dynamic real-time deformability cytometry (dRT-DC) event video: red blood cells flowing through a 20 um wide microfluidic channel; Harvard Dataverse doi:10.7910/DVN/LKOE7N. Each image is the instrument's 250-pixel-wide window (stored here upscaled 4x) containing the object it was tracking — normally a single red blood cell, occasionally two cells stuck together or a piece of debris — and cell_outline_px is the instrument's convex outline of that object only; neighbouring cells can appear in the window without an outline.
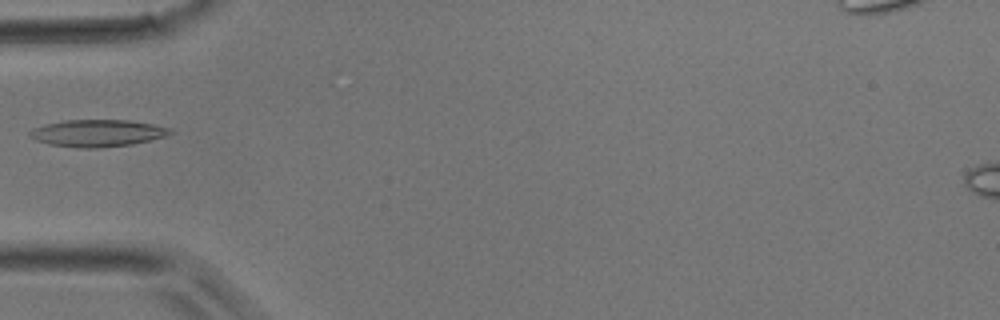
{"species": "common noctule bat (a hibernating species)", "species_latin": "Nyctalus noctula", "temperature_condition": "room temperature", "stored_images_in_passage": 3, "camera_frame_rate_fps": 3000, "um_per_image_px": 0.085, "animal": {"sex": "male", "body_mass_g": 17.9}, "frame": {"image": 1, "passage_image": 3, "time_ms": 2.333, "image_size_px": [1000, 320], "cell_outline_px": [[172, 132], [164, 136], [132, 144], [100, 148], [80, 148], [48, 144], [36, 140], [28, 136], [28, 132], [32, 128], [64, 120], [132, 120], [152, 124], [168, 128]], "centroid_in_image_um": [8.22, 11.32], "position_along_channel_um": 76.8, "area_um2": 21.96}}